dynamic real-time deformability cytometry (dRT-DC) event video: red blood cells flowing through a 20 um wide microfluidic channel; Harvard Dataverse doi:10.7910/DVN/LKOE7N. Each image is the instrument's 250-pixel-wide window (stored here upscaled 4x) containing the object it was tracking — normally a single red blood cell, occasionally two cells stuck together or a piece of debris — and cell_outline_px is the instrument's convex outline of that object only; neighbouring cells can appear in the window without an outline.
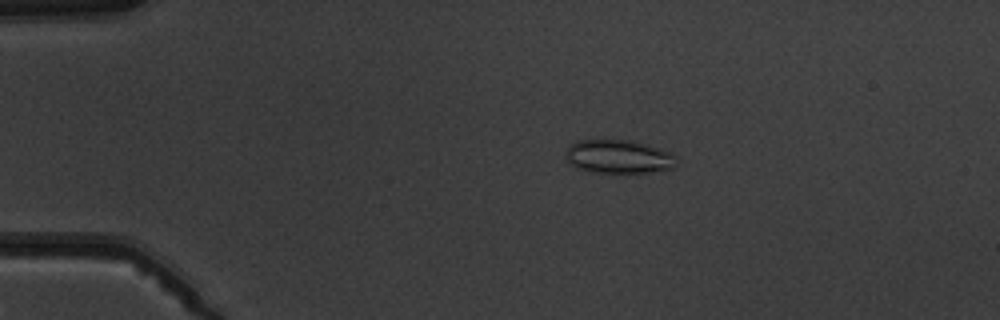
{"species": "common noctule bat (a hibernating species)", "species_latin": "Nyctalus noctula", "temperature_condition": "warm", "stored_images_in_passage": 6, "camera_frame_rate_fps": 3000, "um_per_image_px": 0.085, "animal": {"sex": "male", "body_mass_g": 19.5, "forearm_length_mm": 54.6}, "frame": {"image": 1, "passage_image": 2, "time_ms": 2.0, "image_size_px": [1000, 320], "cell_outline_px": [[676, 156], [672, 168], [648, 172], [592, 172], [576, 168], [564, 156], [568, 144], [576, 140], [624, 140], [672, 152]], "centroid_in_image_um": [52.49, 13.31], "position_along_channel_um": 32.5, "area_um2": 21.27}}
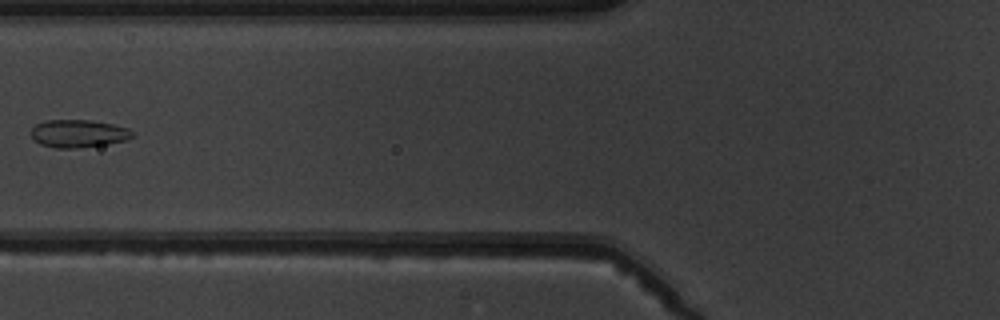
{"frame": {"image": 2, "passage_image": 5, "time_ms": 5.667, "image_size_px": [1000, 320], "cell_outline_px": [[136, 136], [124, 140], [108, 144], [80, 148], [56, 148], [40, 144], [32, 140], [32, 128], [36, 124], [48, 120], [88, 120], [112, 124], [128, 128], [136, 132]], "centroid_in_image_um": [6.69, 11.36], "position_along_channel_um": 119.1, "area_um2": 16.53}}
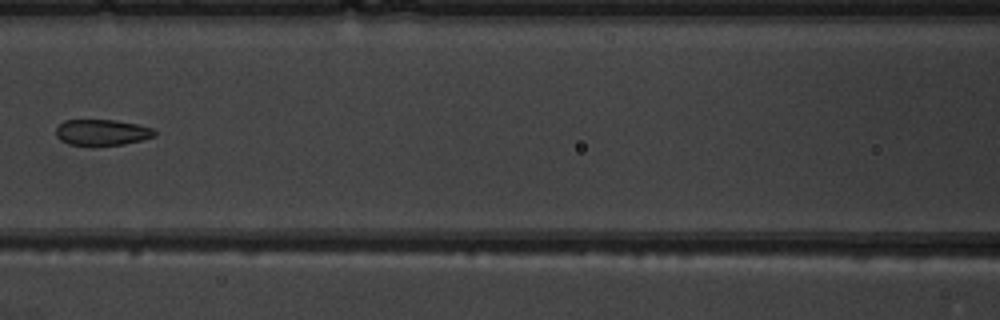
{"frame": {"image": 3, "passage_image": 6, "time_ms": 6.667, "image_size_px": [1000, 320], "cell_outline_px": [[156, 136], [124, 144], [92, 148], [88, 148], [68, 144], [60, 140], [56, 136], [56, 128], [64, 120], [116, 120], [136, 124], [152, 128], [156, 132]], "centroid_in_image_um": [8.62, 11.29], "position_along_channel_um": 158.0, "area_um2": 15.49}}